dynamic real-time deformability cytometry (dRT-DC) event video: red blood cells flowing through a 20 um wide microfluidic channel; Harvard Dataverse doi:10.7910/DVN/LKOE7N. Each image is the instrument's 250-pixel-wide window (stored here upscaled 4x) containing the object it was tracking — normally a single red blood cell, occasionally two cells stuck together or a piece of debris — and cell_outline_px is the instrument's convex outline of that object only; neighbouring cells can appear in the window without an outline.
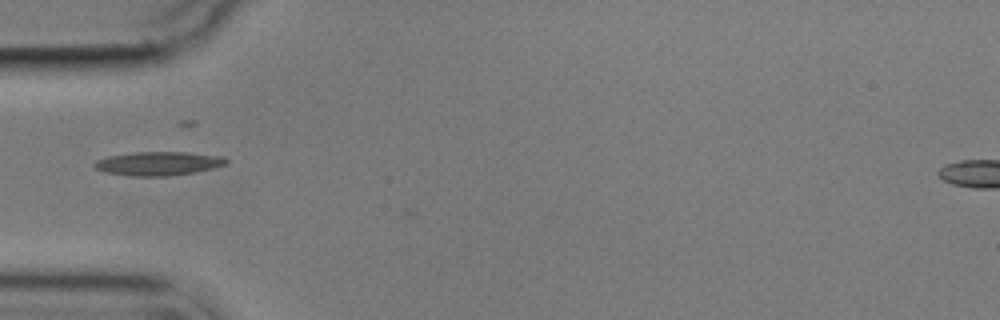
{"species": "common noctule bat (a hibernating species)", "species_latin": "Nyctalus noctula", "temperature_condition": "cold", "stored_images_in_passage": 7, "camera_frame_rate_fps": 3000, "um_per_image_px": 0.085, "animal": {"sex": "male", "body_mass_g": 17.9}, "frame": {"image": 1, "passage_image": 1, "time_ms": 0.0, "image_size_px": [1000, 320], "cell_outline_px": [[228, 164], [212, 168], [192, 172], [168, 176], [128, 176], [104, 172], [92, 168], [92, 164], [96, 160], [108, 156], [136, 152], [184, 152], [224, 156], [228, 160]], "centroid_in_image_um": [13.41, 13.9], "position_along_channel_um": 71.6, "area_um2": 18.38}}
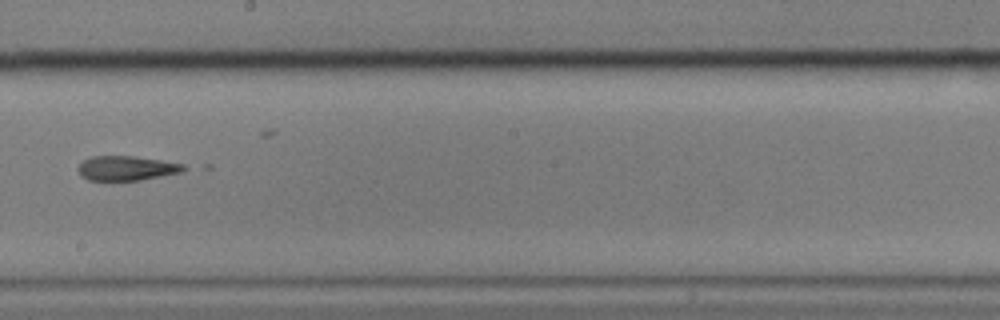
{"frame": {"image": 2, "passage_image": 5, "time_ms": 4.667, "image_size_px": [1000, 320], "cell_outline_px": [[188, 168], [180, 172], [140, 180], [88, 180], [80, 176], [76, 168], [84, 160], [92, 156], [132, 156], [160, 160], [184, 164]], "centroid_in_image_um": [10.72, 14.29], "position_along_channel_um": 237.5, "area_um2": 15.03}}
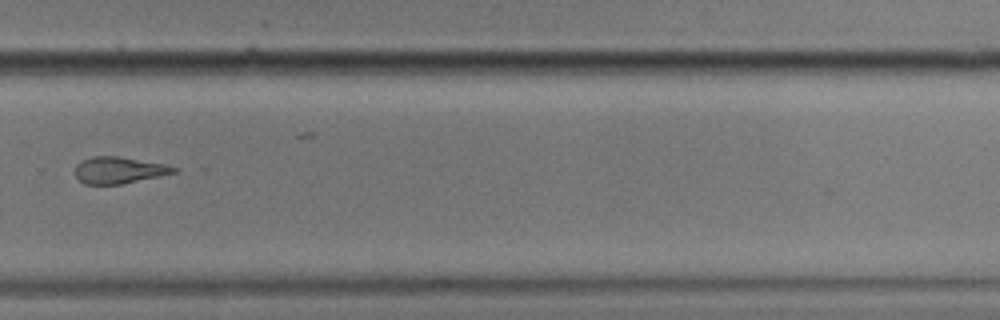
{"frame": {"image": 3, "passage_image": 7, "time_ms": 7.0, "image_size_px": [1000, 320], "cell_outline_px": [[180, 168], [176, 172], [160, 176], [120, 184], [84, 184], [72, 172], [76, 164], [80, 160], [92, 156], [120, 156], [164, 164]], "centroid_in_image_um": [10.06, 14.45], "position_along_channel_um": 319.7, "area_um2": 15.49}}